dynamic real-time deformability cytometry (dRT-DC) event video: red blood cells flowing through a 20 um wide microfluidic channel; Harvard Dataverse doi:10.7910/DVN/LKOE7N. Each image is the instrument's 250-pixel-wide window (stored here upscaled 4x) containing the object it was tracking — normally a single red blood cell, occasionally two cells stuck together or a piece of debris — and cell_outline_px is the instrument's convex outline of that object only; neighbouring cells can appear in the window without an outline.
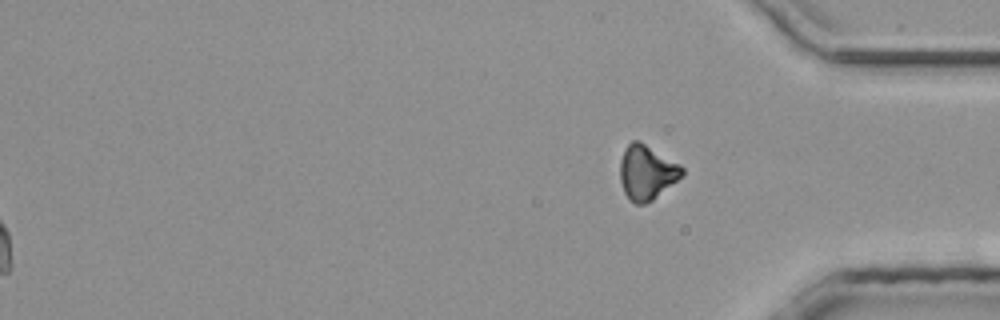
{"species": "common noctule bat (a hibernating species)", "species_latin": "Nyctalus noctula", "temperature_condition": "room temperature", "stored_images_in_passage": 40, "segment_of_instrument_passage": [2, 2], "camera_frame_rate_fps": 3000, "um_per_image_px": 0.085, "animal": {"sex": "male", "body_mass_g": 20.4}, "frame": {"image": 1, "passage_image": 40, "time_ms": 13.0, "image_size_px": [1000, 320], "cell_outline_px": [[684, 172], [676, 180], [652, 200], [644, 204], [636, 204], [628, 200], [624, 192], [620, 180], [620, 160], [624, 148], [632, 140], [640, 140], [680, 164], [684, 168]], "centroid_in_image_um": [54.94, 14.63], "position_along_channel_um": 380.3, "area_um2": 19.71}}